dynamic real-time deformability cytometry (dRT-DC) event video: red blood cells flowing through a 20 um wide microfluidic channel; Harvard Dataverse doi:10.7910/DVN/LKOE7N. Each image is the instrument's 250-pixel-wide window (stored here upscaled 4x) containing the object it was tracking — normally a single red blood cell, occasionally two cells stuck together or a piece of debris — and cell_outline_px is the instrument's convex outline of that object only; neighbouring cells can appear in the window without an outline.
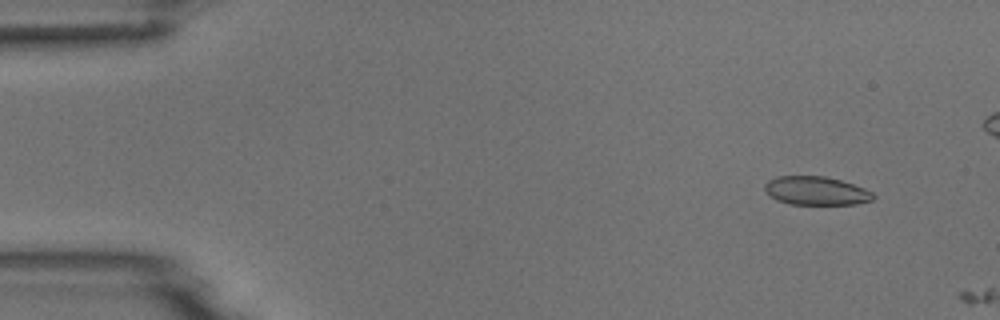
{"species": "common noctule bat (a hibernating species)", "species_latin": "Nyctalus noctula", "temperature_condition": "room temperature", "stored_images_in_passage": 2, "camera_frame_rate_fps": 3000, "um_per_image_px": 0.085, "animal": {"sex": "male", "body_mass_g": 18.8}, "frame": {"image": 1, "passage_image": 1, "time_ms": 0.0, "image_size_px": [1000, 320], "cell_outline_px": [[876, 196], [872, 200], [856, 204], [788, 204], [776, 200], [764, 188], [764, 184], [768, 180], [776, 176], [824, 176], [840, 180], [864, 188], [872, 192]], "centroid_in_image_um": [69.36, 16.21], "position_along_channel_um": 15.6, "area_um2": 17.98}}